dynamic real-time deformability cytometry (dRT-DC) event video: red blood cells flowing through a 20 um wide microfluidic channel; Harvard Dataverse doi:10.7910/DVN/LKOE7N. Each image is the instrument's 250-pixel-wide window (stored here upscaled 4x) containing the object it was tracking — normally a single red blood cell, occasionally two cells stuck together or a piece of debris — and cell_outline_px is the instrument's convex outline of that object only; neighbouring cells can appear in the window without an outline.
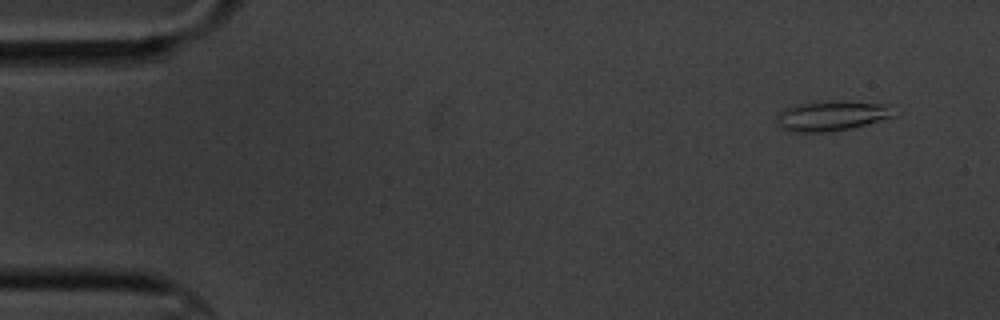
{"species": "common noctule bat (a hibernating species)", "species_latin": "Nyctalus noctula", "temperature_condition": "cold", "stored_images_in_passage": 9, "camera_frame_rate_fps": 3000, "um_per_image_px": 0.085, "animal": {"sex": "male", "body_mass_g": 20.1, "forearm_length_mm": 53.5}, "frame": {"image": 1, "passage_image": 1, "time_ms": 0.0, "image_size_px": [1000, 320], "cell_outline_px": [[896, 116], [848, 128], [824, 132], [792, 132], [780, 128], [776, 124], [776, 116], [784, 108], [800, 104], [828, 100], [840, 100], [888, 104]], "centroid_in_image_um": [70.64, 9.83], "position_along_channel_um": 14.4, "area_um2": 20.52}}
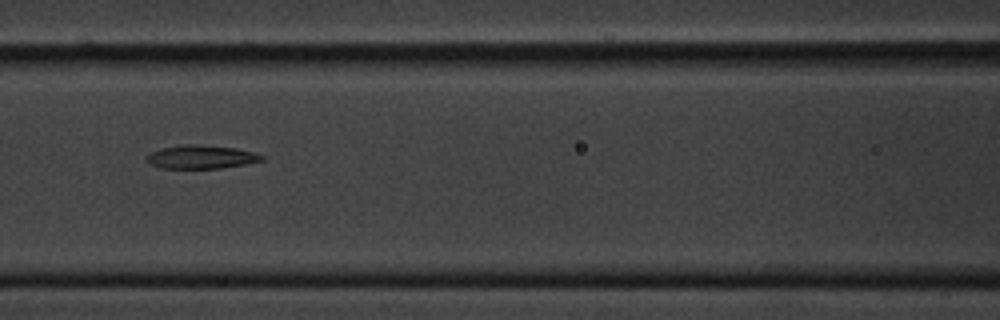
{"frame": {"image": 2, "passage_image": 7, "time_ms": 7.0, "image_size_px": [1000, 320], "cell_outline_px": [[264, 160], [244, 164], [220, 168], [160, 168], [152, 164], [144, 156], [160, 148], [184, 144], [200, 144], [236, 148], [256, 152], [264, 156]], "centroid_in_image_um": [17.11, 13.32], "position_along_channel_um": 149.5, "area_um2": 15.78}}
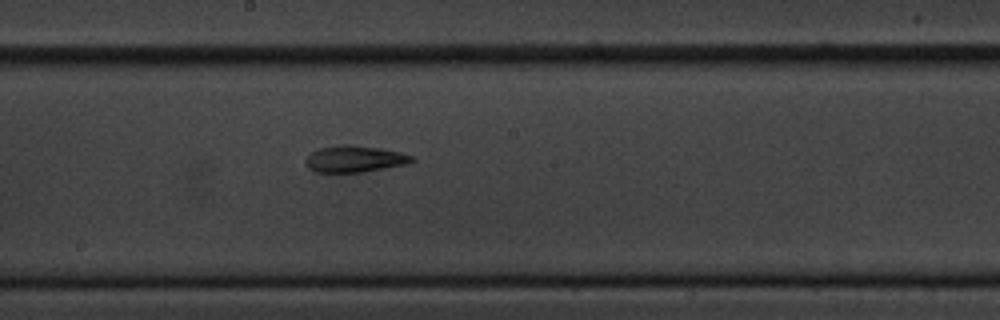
{"frame": {"image": 3, "passage_image": 9, "time_ms": 9.0, "image_size_px": [1000, 320], "cell_outline_px": [[416, 160], [404, 164], [384, 168], [360, 172], [316, 172], [308, 168], [304, 160], [312, 152], [320, 148], [340, 144], [352, 144], [380, 148], [400, 152], [412, 156]], "centroid_in_image_um": [30.11, 13.5], "position_along_channel_um": 218.1, "area_um2": 16.36}}